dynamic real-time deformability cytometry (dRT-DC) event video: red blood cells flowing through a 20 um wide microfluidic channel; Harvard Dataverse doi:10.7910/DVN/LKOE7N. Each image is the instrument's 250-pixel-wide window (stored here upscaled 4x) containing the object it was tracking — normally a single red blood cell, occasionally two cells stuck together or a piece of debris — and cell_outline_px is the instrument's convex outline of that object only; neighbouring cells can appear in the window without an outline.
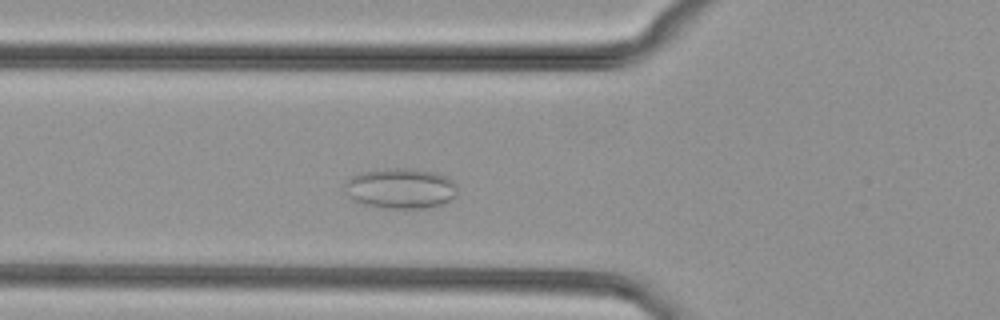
{"species": "common noctule bat (a hibernating species)", "species_latin": "Nyctalus noctula", "temperature_condition": "cold", "stored_images_in_passage": 45, "camera_frame_rate_fps": 3000, "um_per_image_px": 0.085, "animal": {"sex": "female", "body_mass_g": 29.2, "forearm_length_mm": 56.3}, "frame": {"image": 1, "passage_image": 11, "time_ms": 3.333, "image_size_px": [1000, 320], "cell_outline_px": [[456, 196], [444, 204], [428, 208], [384, 208], [364, 204], [348, 196], [344, 184], [352, 176], [360, 172], [396, 168], [412, 168], [436, 172], [448, 176], [456, 184]], "centroid_in_image_um": [34.1, 16.01], "position_along_channel_um": 91.7, "area_um2": 26.59}}
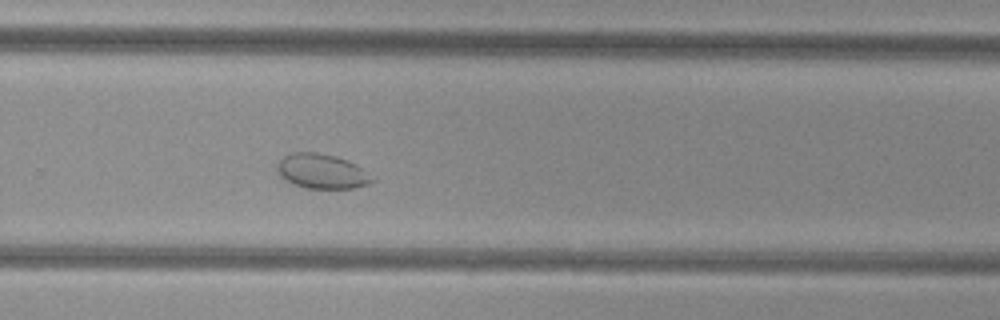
{"frame": {"image": 2, "passage_image": 27, "time_ms": 8.667, "image_size_px": [1000, 320], "cell_outline_px": [[376, 180], [368, 184], [352, 188], [304, 188], [292, 184], [284, 180], [280, 176], [276, 168], [280, 160], [284, 156], [292, 152], [316, 152], [336, 156], [360, 168]], "centroid_in_image_um": [27.29, 14.57], "position_along_channel_um": 302.5, "area_um2": 18.96}}
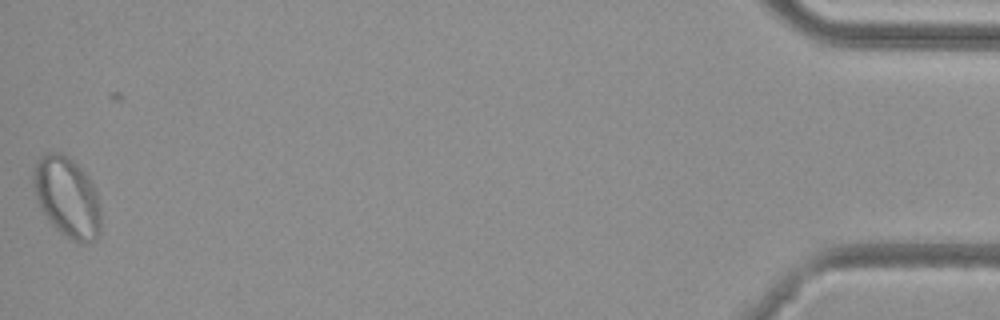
{"frame": {"image": 3, "passage_image": 44, "time_ms": 14.333, "image_size_px": [1000, 320], "cell_outline_px": [[100, 232], [96, 240], [84, 244], [80, 244], [72, 240], [60, 232], [48, 220], [40, 208], [36, 200], [32, 184], [32, 176], [36, 164], [40, 156], [48, 152], [60, 152], [68, 156], [88, 176], [96, 188], [100, 204]], "centroid_in_image_um": [5.71, 16.77], "position_along_channel_um": 429.5, "area_um2": 32.02}}